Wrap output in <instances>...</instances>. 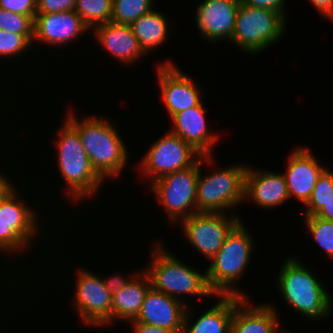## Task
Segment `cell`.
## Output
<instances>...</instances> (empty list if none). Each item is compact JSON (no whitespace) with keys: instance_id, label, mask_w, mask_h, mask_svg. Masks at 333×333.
Segmentation results:
<instances>
[{"instance_id":"1","label":"cell","mask_w":333,"mask_h":333,"mask_svg":"<svg viewBox=\"0 0 333 333\" xmlns=\"http://www.w3.org/2000/svg\"><path fill=\"white\" fill-rule=\"evenodd\" d=\"M22 179H23L22 177H21V179L19 177V180H18L19 182L16 184V181H15L0 197V260L3 263H6L5 265L8 266L10 270L13 269L12 270L13 273H15L18 277L20 276V277H22V279L24 278L22 281L27 284L28 288H31V289L34 288V292L36 291L35 292L36 296L32 293L33 291H31V289H29L28 292L30 291L29 293H31L33 295L32 299H35V298L37 299V297L39 296V292L43 290V287H44V290H46L45 287L50 288V286H49L50 283L45 284L48 286L42 285L41 281H43L44 278H48V276H43V278H42L41 275H43V274H40V275L38 274V273L42 272L38 269L39 266L36 265V263H34V265L36 266V267H34V265L32 263L38 262L37 260H39L41 257H43L42 258L43 260L40 259L39 261L42 263V265L44 264L43 266L45 268H43V269H46L45 271H47L46 266H51V267L55 266V267H53L54 269L55 268L57 269V266H58V270H59L58 274L62 273V272H60V269H59V266L62 264L61 260H59L60 264H58V265H55V264L53 265V263H51V265H48V264L45 265V263H43L46 260V258L49 257L51 259V257H53L54 254H51L52 250L50 251V247L45 248L43 245H41L42 241H46L45 243H48V241L50 240L49 239L50 237L52 238L51 241H53L55 244L56 241L53 240V237H56L54 239H57V236H61V235L55 234V232L57 231L56 227H55L56 230L54 232H53V230H51V232H52L51 234H53L55 236H53V235L51 236V234H48L49 232H47V230L50 231L49 230L50 228L53 229L52 226L50 227L48 223L50 220L49 216L51 217L50 214L54 212V210L50 209V208H52V206H54V205H52V204L50 205V203H48L47 201H44V200H46L45 197L41 198L43 196L39 195V194H41L40 191L38 190L40 188L37 187V192H36L33 190L34 189V186H33V188H30L32 191H30L29 186L31 187V185H33V184H30V185L27 184L26 186L23 187L24 189L21 188L20 186H18L19 184L25 185V182H22L23 181ZM20 180H21V182H20ZM25 188H27L29 191ZM24 190L27 191L28 193L27 192L25 193ZM30 192H32V193L34 192V193L32 194ZM35 192L38 195H36ZM27 194L28 195L32 194L33 196L31 195L30 196L31 198H30ZM36 196L40 197V198H37ZM27 197L30 198L32 201L30 199H28ZM33 197H36V198H33ZM41 199H43L42 203H41V201H42ZM34 200H35V202H34ZM38 201H40L41 204ZM44 202H47V203L45 204ZM40 205H44L45 207L42 206V208H43L42 209ZM49 205H50V207H48ZM45 208H46V211L49 210L47 213L46 212L44 213ZM50 210L53 212H51ZM47 214H49L47 216L48 218L46 217ZM47 224H48L49 228L42 229L45 226L47 227ZM43 230H44V233H46L48 237L46 236V234L44 235ZM42 235H44V237ZM45 237L48 238V240H46ZM39 239H42V240H39ZM39 241H40V243H39ZM42 246L44 249L41 248ZM38 250L40 251L41 254H39ZM42 250H44V251L41 252ZM44 252H45V254H44ZM47 252L49 255L48 257L46 256ZM49 252L51 255L49 254ZM31 254L32 255L34 254L33 258L36 259V261L33 258H31L32 257ZM35 254L37 255V258H35L36 257ZM38 256H40V257H38ZM22 259L26 260V261L28 259L29 260L27 262L20 261ZM30 259H31V262H29ZM32 260H34V261L32 262ZM14 262L17 264H15ZM27 263H29V264H27ZM24 264H27V265H24ZM11 265H12V267H11ZM23 265L25 268H27V270L24 269V267H22ZM31 265L33 266L34 269H32ZM23 269H24V271L22 272ZM29 270H32V271L34 270L35 272L37 271L38 273L31 272V271L29 273L28 272ZM25 272H27V273H25ZM25 274H29L30 276L29 275L26 276ZM36 274H38V278L40 277L41 279H38ZM23 275H24V277H23ZM34 275H36V276H34ZM28 276H29V278H28ZM30 278H33V279L36 278L35 281L37 282V280H38V282H40V283H37L35 285L31 284L33 279L30 280ZM37 285H42V286L37 287ZM36 287H37V289H36ZM41 287H42V290H41ZM37 290H40V291H37ZM37 294H38V296H37Z\"/></svg>"},{"instance_id":"2","label":"cell","mask_w":333,"mask_h":333,"mask_svg":"<svg viewBox=\"0 0 333 333\" xmlns=\"http://www.w3.org/2000/svg\"><path fill=\"white\" fill-rule=\"evenodd\" d=\"M59 123L60 126L58 124V128L54 130L55 135L53 133L49 135L50 137L52 135V138H50L52 140L49 141L52 145L50 147H53L55 153L53 155L54 157L49 158L55 159V162L54 159L51 162L55 163L54 165H56V167L54 166V168H57L58 177L62 179L63 182L61 186L59 183V186H56V188L60 187L62 193L59 192V195L52 196H54L55 199L56 197L64 196L65 199L63 198V200L65 202H62V198L60 201L62 205L60 212L64 213L65 211L63 210H66L63 209L64 203L67 204L64 208L70 206L68 207L69 209H72V207H79L80 209V205L83 206L86 201H88L87 203L91 201V204H93L95 200L101 202L99 200L101 192L102 196L103 193H105L101 190L107 185L91 167L89 157L84 150L78 131L64 117L63 120L61 118ZM96 197L98 199H96ZM66 201L70 204L68 205ZM72 204H76L77 206Z\"/></svg>"},{"instance_id":"3","label":"cell","mask_w":333,"mask_h":333,"mask_svg":"<svg viewBox=\"0 0 333 333\" xmlns=\"http://www.w3.org/2000/svg\"><path fill=\"white\" fill-rule=\"evenodd\" d=\"M74 106L72 101L70 106L66 104L63 117L78 131L91 167L106 184L118 182L122 174H127L124 173L126 167L131 168V149L126 138L123 139L116 120L95 112L94 115L81 114Z\"/></svg>"},{"instance_id":"4","label":"cell","mask_w":333,"mask_h":333,"mask_svg":"<svg viewBox=\"0 0 333 333\" xmlns=\"http://www.w3.org/2000/svg\"><path fill=\"white\" fill-rule=\"evenodd\" d=\"M161 239L156 237L149 243L147 262L141 266L149 277L151 288L181 301L187 307L196 303L194 298L202 299V302L208 298L207 301L213 300L216 294L208 285L206 268L202 271L200 267L197 269L189 265L184 258L173 254Z\"/></svg>"},{"instance_id":"5","label":"cell","mask_w":333,"mask_h":333,"mask_svg":"<svg viewBox=\"0 0 333 333\" xmlns=\"http://www.w3.org/2000/svg\"><path fill=\"white\" fill-rule=\"evenodd\" d=\"M282 261L274 283L283 306L301 315L307 324L329 320L333 313V295L321 276L308 268L301 257L290 255Z\"/></svg>"},{"instance_id":"6","label":"cell","mask_w":333,"mask_h":333,"mask_svg":"<svg viewBox=\"0 0 333 333\" xmlns=\"http://www.w3.org/2000/svg\"><path fill=\"white\" fill-rule=\"evenodd\" d=\"M245 222L242 220L231 231L220 250L205 264L208 285L216 295L253 298L241 284L257 252V237Z\"/></svg>"},{"instance_id":"7","label":"cell","mask_w":333,"mask_h":333,"mask_svg":"<svg viewBox=\"0 0 333 333\" xmlns=\"http://www.w3.org/2000/svg\"><path fill=\"white\" fill-rule=\"evenodd\" d=\"M217 159L216 155L201 156L199 159L196 213L240 215L238 209L244 206L245 173L248 164L238 162L217 167Z\"/></svg>"},{"instance_id":"8","label":"cell","mask_w":333,"mask_h":333,"mask_svg":"<svg viewBox=\"0 0 333 333\" xmlns=\"http://www.w3.org/2000/svg\"><path fill=\"white\" fill-rule=\"evenodd\" d=\"M77 264V265H76ZM71 264L73 269L72 283L74 284L70 289V295L66 296L68 303L71 304V309L76 313L77 325L86 329L91 328L93 331L95 328L98 330H107L109 327L112 329V294L105 287L104 281L100 273L94 272L93 269H89V264H79L78 262ZM79 265V266H78ZM78 266V267H77ZM74 282V283H73ZM71 301V302H70ZM73 307V308H72ZM88 327V328H87ZM107 328V329H106Z\"/></svg>"},{"instance_id":"9","label":"cell","mask_w":333,"mask_h":333,"mask_svg":"<svg viewBox=\"0 0 333 333\" xmlns=\"http://www.w3.org/2000/svg\"><path fill=\"white\" fill-rule=\"evenodd\" d=\"M288 25L278 12L240 2L230 44L245 56H256L279 43Z\"/></svg>"},{"instance_id":"10","label":"cell","mask_w":333,"mask_h":333,"mask_svg":"<svg viewBox=\"0 0 333 333\" xmlns=\"http://www.w3.org/2000/svg\"><path fill=\"white\" fill-rule=\"evenodd\" d=\"M199 160L191 167L164 175L152 182L147 189L162 208L161 225L175 227L185 218L196 213V190ZM172 225V226H170Z\"/></svg>"},{"instance_id":"11","label":"cell","mask_w":333,"mask_h":333,"mask_svg":"<svg viewBox=\"0 0 333 333\" xmlns=\"http://www.w3.org/2000/svg\"><path fill=\"white\" fill-rule=\"evenodd\" d=\"M201 156L190 144L167 129L150 143L138 162L134 161V170L138 169L136 177L140 176L146 181L145 186H149L164 175L193 166Z\"/></svg>"},{"instance_id":"12","label":"cell","mask_w":333,"mask_h":333,"mask_svg":"<svg viewBox=\"0 0 333 333\" xmlns=\"http://www.w3.org/2000/svg\"><path fill=\"white\" fill-rule=\"evenodd\" d=\"M165 57L153 61L155 66L154 80L160 92V100L165 108L164 112L168 120L176 113L198 106L205 97L206 92L200 80L195 79L181 68V65L173 61V58ZM157 61V63H156ZM156 63V64H155ZM155 64V65H154ZM156 74V75H155ZM156 78V79H155ZM204 95V96H203Z\"/></svg>"},{"instance_id":"13","label":"cell","mask_w":333,"mask_h":333,"mask_svg":"<svg viewBox=\"0 0 333 333\" xmlns=\"http://www.w3.org/2000/svg\"><path fill=\"white\" fill-rule=\"evenodd\" d=\"M242 218L238 214L195 213L183 219L176 228L183 241L186 240L208 264Z\"/></svg>"},{"instance_id":"14","label":"cell","mask_w":333,"mask_h":333,"mask_svg":"<svg viewBox=\"0 0 333 333\" xmlns=\"http://www.w3.org/2000/svg\"><path fill=\"white\" fill-rule=\"evenodd\" d=\"M34 24V39L32 45L34 52L36 51L35 54L38 51V56H36L37 60L40 59L38 58L39 56H43V54L40 55V52H44L45 57L46 54H49L47 51L51 53L58 47L60 51L63 50V52H66L67 45L69 46V51L70 46L73 47V44H76L80 37L84 38L86 35H89V33L91 34L90 28L74 10L59 13L36 14ZM37 47L39 49L41 48L40 50L42 51Z\"/></svg>"},{"instance_id":"15","label":"cell","mask_w":333,"mask_h":333,"mask_svg":"<svg viewBox=\"0 0 333 333\" xmlns=\"http://www.w3.org/2000/svg\"><path fill=\"white\" fill-rule=\"evenodd\" d=\"M310 149L311 146L306 144L294 145L285 159L287 161L284 171L281 170L286 180L290 202L298 201L299 204H303L301 206L309 201L319 176L328 167L321 163L320 158Z\"/></svg>"},{"instance_id":"16","label":"cell","mask_w":333,"mask_h":333,"mask_svg":"<svg viewBox=\"0 0 333 333\" xmlns=\"http://www.w3.org/2000/svg\"><path fill=\"white\" fill-rule=\"evenodd\" d=\"M241 0H201L194 7V25L198 36L213 46L228 43L235 27Z\"/></svg>"},{"instance_id":"17","label":"cell","mask_w":333,"mask_h":333,"mask_svg":"<svg viewBox=\"0 0 333 333\" xmlns=\"http://www.w3.org/2000/svg\"><path fill=\"white\" fill-rule=\"evenodd\" d=\"M209 106L204 100L198 105L174 114L170 119L167 129L190 144L202 156L216 155L215 147L222 139V133L210 129L207 112ZM221 133V134H220Z\"/></svg>"},{"instance_id":"18","label":"cell","mask_w":333,"mask_h":333,"mask_svg":"<svg viewBox=\"0 0 333 333\" xmlns=\"http://www.w3.org/2000/svg\"><path fill=\"white\" fill-rule=\"evenodd\" d=\"M250 164L245 173L244 205L253 204L264 211L284 208L290 197L283 173Z\"/></svg>"},{"instance_id":"19","label":"cell","mask_w":333,"mask_h":333,"mask_svg":"<svg viewBox=\"0 0 333 333\" xmlns=\"http://www.w3.org/2000/svg\"><path fill=\"white\" fill-rule=\"evenodd\" d=\"M271 301L270 298V302L256 303L251 298L235 296V309L229 333L292 332L293 330L281 321L283 315H280L278 305Z\"/></svg>"},{"instance_id":"20","label":"cell","mask_w":333,"mask_h":333,"mask_svg":"<svg viewBox=\"0 0 333 333\" xmlns=\"http://www.w3.org/2000/svg\"><path fill=\"white\" fill-rule=\"evenodd\" d=\"M92 42L102 48L104 52L115 60L121 67L137 66L149 58L142 50L137 37L133 34L130 25L106 22L95 26L91 30ZM94 39V40H93ZM140 62V63H138Z\"/></svg>"},{"instance_id":"21","label":"cell","mask_w":333,"mask_h":333,"mask_svg":"<svg viewBox=\"0 0 333 333\" xmlns=\"http://www.w3.org/2000/svg\"><path fill=\"white\" fill-rule=\"evenodd\" d=\"M186 309L181 301L150 288L134 321L183 333Z\"/></svg>"},{"instance_id":"22","label":"cell","mask_w":333,"mask_h":333,"mask_svg":"<svg viewBox=\"0 0 333 333\" xmlns=\"http://www.w3.org/2000/svg\"><path fill=\"white\" fill-rule=\"evenodd\" d=\"M216 300V301H215ZM212 305L202 312L196 305L186 309L183 333H229L235 309V296L216 295ZM194 315V316H193Z\"/></svg>"},{"instance_id":"23","label":"cell","mask_w":333,"mask_h":333,"mask_svg":"<svg viewBox=\"0 0 333 333\" xmlns=\"http://www.w3.org/2000/svg\"><path fill=\"white\" fill-rule=\"evenodd\" d=\"M169 19L171 20V17L157 7L148 14L140 16L130 25L133 34L148 57L169 43L170 33L172 35L173 27H175L174 21Z\"/></svg>"},{"instance_id":"24","label":"cell","mask_w":333,"mask_h":333,"mask_svg":"<svg viewBox=\"0 0 333 333\" xmlns=\"http://www.w3.org/2000/svg\"><path fill=\"white\" fill-rule=\"evenodd\" d=\"M151 288L148 275L141 270L121 290L112 294V328L135 320Z\"/></svg>"},{"instance_id":"25","label":"cell","mask_w":333,"mask_h":333,"mask_svg":"<svg viewBox=\"0 0 333 333\" xmlns=\"http://www.w3.org/2000/svg\"><path fill=\"white\" fill-rule=\"evenodd\" d=\"M33 50L34 49H33L32 43L23 34H18V33H15V32H11L10 33V32H7V31L0 30V63H1L0 67H2L5 71L7 70L6 68L9 65H10L9 68H12V69L14 68L15 69V71L12 70L13 74L9 78L8 77L4 78V80H3L4 82H5L6 79H7L6 81H8V79H9L10 80L9 83H13L11 81V78H15L13 80H16V79L18 80V77L16 78V76L15 77H12V76L16 75L17 73H19L16 70L18 68L14 66V64L17 66V64L19 63V61L20 62H21V60L23 61V62L20 63L22 65V67H23L26 64L25 59L28 60L27 62L29 64L27 63L26 66L27 67L29 66L30 68H32L30 66V64H31L30 63L31 62L30 59H32V58L35 59L36 58V57H34V55L36 56V54H34L35 52ZM27 53H29V54H27ZM30 54H31V57H30ZM6 62H7L8 65L6 64ZM12 63H13V65H12ZM4 64L6 66H4ZM3 69L0 68V71L1 70L3 71ZM14 72H15V74H14ZM1 78L3 79L2 75L0 76V81H2ZM3 81L1 82L2 84L0 85L1 89L2 88L5 89L4 88L5 85H4ZM2 85H3V87H2ZM3 93H4V91L0 94L1 95L0 96L1 97L0 100L1 101L3 100V102H4L6 99L8 100V98H5L6 96L3 95Z\"/></svg>"},{"instance_id":"26","label":"cell","mask_w":333,"mask_h":333,"mask_svg":"<svg viewBox=\"0 0 333 333\" xmlns=\"http://www.w3.org/2000/svg\"><path fill=\"white\" fill-rule=\"evenodd\" d=\"M1 264H3V265H1ZM2 266V267H1ZM2 268V269H1ZM0 303H1V305H0V320L1 319H5L4 317H5V314L7 313V314H9L8 312L10 311L11 313V316L10 315H8L6 318H8V319H11L10 317H12V321L14 320L15 322H14V324L16 323V321L18 320L17 318H18V316H19V314H21V315H23V314H28V313H23V307H24V305H23V302L25 303V298L27 297L28 299L27 300H29V299H31V296H30V294L29 293H25L24 295H22V293H21V289L23 288V290L25 289V292H27L26 291V289H29L28 287H27V285H25V283H23V281H21L20 279L21 278H18V279H16L18 276H15L16 274L15 273H12L13 271L12 270H10L9 269V267L8 266H6V265H4V263L0 260ZM8 273V274H7ZM4 274V275H3ZM6 274V275H5ZM10 275V276H9ZM8 276V277H7ZM13 277H15V278H13ZM13 281H12V280ZM16 279V280H15ZM4 280V281H3ZM15 280V281H14ZM12 281V282H11ZM17 281L19 282V283H17ZM16 282V283H15ZM4 283V284H3ZM3 284V285H2ZM22 284V285H21ZM24 284V285H23ZM6 285H8V287H6ZM18 285V286H17ZM25 286H26V288H25ZM6 287V288H5ZM19 287H21V288H19ZM3 288V289H2ZM20 289V290H18V289ZM7 289V290H6ZM13 289V290H12ZM6 290V291H5ZM14 290H16V291H14ZM8 291V292H7ZM12 293H11V292ZM14 291V292H13ZM19 291V292H18ZM3 292V293H2ZM6 292V294H4ZM16 292V293H15ZM20 293V294H19ZM14 295V297H13V295ZM4 295V296H3ZM21 295V299H20V296ZM16 296H17V298H16ZM3 299H2V298ZM8 297V298H7ZM8 300H7V299ZM15 299V301H14V299ZM21 300H19V299ZM6 299V300H5ZM11 299V300H10ZM13 299V300H12ZM22 300H23V302H22ZM9 301H12V302H9ZM18 302V304H17V302ZM22 303H20V302ZM8 302H9V306L7 305L8 304ZM14 302V304H15V302H16V306L13 304L12 305V303ZM21 305V306H20ZM4 306V307H3ZM6 306H7V308H6ZM10 306H11V308H17V309H19V306L21 307L19 310H21V313L19 312V311H17L16 312V310L17 309H14L13 310V312L11 311V308H10ZM13 306V307H12ZM18 306V307H17ZM3 308V309H2ZM4 308H6V309H10L9 311L8 310H5ZM14 311L16 312V317L14 318L13 316L15 315V313H14ZM3 312H5V314L3 313ZM18 313V314H17ZM2 314H4V315H2ZM14 314V315H13ZM2 316H3V318H2ZM14 318V319H13Z\"/></svg>"},{"instance_id":"27","label":"cell","mask_w":333,"mask_h":333,"mask_svg":"<svg viewBox=\"0 0 333 333\" xmlns=\"http://www.w3.org/2000/svg\"><path fill=\"white\" fill-rule=\"evenodd\" d=\"M156 0H113L111 22L131 25L156 8Z\"/></svg>"},{"instance_id":"28","label":"cell","mask_w":333,"mask_h":333,"mask_svg":"<svg viewBox=\"0 0 333 333\" xmlns=\"http://www.w3.org/2000/svg\"><path fill=\"white\" fill-rule=\"evenodd\" d=\"M113 0H76L74 11L92 30L111 21Z\"/></svg>"},{"instance_id":"29","label":"cell","mask_w":333,"mask_h":333,"mask_svg":"<svg viewBox=\"0 0 333 333\" xmlns=\"http://www.w3.org/2000/svg\"><path fill=\"white\" fill-rule=\"evenodd\" d=\"M307 234L313 239L324 257L333 262V221H327L319 217H301Z\"/></svg>"},{"instance_id":"30","label":"cell","mask_w":333,"mask_h":333,"mask_svg":"<svg viewBox=\"0 0 333 333\" xmlns=\"http://www.w3.org/2000/svg\"><path fill=\"white\" fill-rule=\"evenodd\" d=\"M333 196V170L328 166L319 176L309 201L302 207V217L316 215L325 205V202Z\"/></svg>"},{"instance_id":"31","label":"cell","mask_w":333,"mask_h":333,"mask_svg":"<svg viewBox=\"0 0 333 333\" xmlns=\"http://www.w3.org/2000/svg\"><path fill=\"white\" fill-rule=\"evenodd\" d=\"M35 16H27L0 8V30L23 34L31 43L34 39Z\"/></svg>"},{"instance_id":"32","label":"cell","mask_w":333,"mask_h":333,"mask_svg":"<svg viewBox=\"0 0 333 333\" xmlns=\"http://www.w3.org/2000/svg\"><path fill=\"white\" fill-rule=\"evenodd\" d=\"M5 136H7V137H5ZM3 138H7V139H3ZM3 138H2V136H1V140H0V146L2 145L1 143L3 142V144H5V145H3L5 148H3V146H1L0 147V152L1 153H3V156H1V154H0V197H1V195L15 182V181H17L18 182V180H16V179H19V177H21V175L19 176V174H22V176L24 175L23 174V172L21 173L20 172V170L18 171V169H17V171H15V169L16 168H14L12 171H14L15 172V175H14V173L10 170L11 169V167H12V165H14V164H11L12 163V157H10V155H11V153L10 152H13V150H15L14 152H16L17 153V151H16V149H13V142H12V140H14L15 138H14V136H12V138L10 139V138H8V135H6V134H4V136H3ZM9 139V140H8ZM6 140H8V141H10L9 142V145H8V141L6 142ZM6 142V143H5ZM6 145H8V146H6ZM11 145V146H10ZM12 148V151L9 149L10 147ZM8 147V148H7ZM2 148V149H1ZM5 149V150H4ZM2 150V151H1ZM8 150V151H7ZM5 151H7L6 153H4ZM10 151V152H9ZM4 154H6L7 155V158H6V155H5V157H4ZM8 155H9V157L11 158H8ZM5 159V160H7V161H9L10 162V165L8 164L9 162H7L6 164L3 162V161H1L3 158ZM9 159V160H8ZM2 163H4V166H3V164ZM6 166H8L9 168V170L7 169V167ZM2 167V168H1ZM5 171V172H4ZM10 171V172H9ZM9 172V173H8ZM17 172L19 173V174H17ZM11 173V174H10ZM12 175V176H11ZM16 177V178H14V176ZM16 175H18V177L16 176ZM14 179V180H13Z\"/></svg>"},{"instance_id":"33","label":"cell","mask_w":333,"mask_h":333,"mask_svg":"<svg viewBox=\"0 0 333 333\" xmlns=\"http://www.w3.org/2000/svg\"><path fill=\"white\" fill-rule=\"evenodd\" d=\"M137 270H132V272H127L126 271L122 272L121 271H117V272H113V274H107L105 276H103V272L100 273L102 275V279L104 281L105 287L107 288V290L113 294L119 290H121L124 286H126L128 284V282L141 270L140 268L138 269V267H136ZM108 276V277H107Z\"/></svg>"},{"instance_id":"34","label":"cell","mask_w":333,"mask_h":333,"mask_svg":"<svg viewBox=\"0 0 333 333\" xmlns=\"http://www.w3.org/2000/svg\"><path fill=\"white\" fill-rule=\"evenodd\" d=\"M0 8L17 14L36 16L37 0H0Z\"/></svg>"},{"instance_id":"35","label":"cell","mask_w":333,"mask_h":333,"mask_svg":"<svg viewBox=\"0 0 333 333\" xmlns=\"http://www.w3.org/2000/svg\"><path fill=\"white\" fill-rule=\"evenodd\" d=\"M76 0H37V13H59L74 10Z\"/></svg>"},{"instance_id":"36","label":"cell","mask_w":333,"mask_h":333,"mask_svg":"<svg viewBox=\"0 0 333 333\" xmlns=\"http://www.w3.org/2000/svg\"><path fill=\"white\" fill-rule=\"evenodd\" d=\"M287 0H241L242 3L257 8H265L280 13L288 22Z\"/></svg>"},{"instance_id":"37","label":"cell","mask_w":333,"mask_h":333,"mask_svg":"<svg viewBox=\"0 0 333 333\" xmlns=\"http://www.w3.org/2000/svg\"><path fill=\"white\" fill-rule=\"evenodd\" d=\"M316 12L329 23H333V0H308Z\"/></svg>"},{"instance_id":"38","label":"cell","mask_w":333,"mask_h":333,"mask_svg":"<svg viewBox=\"0 0 333 333\" xmlns=\"http://www.w3.org/2000/svg\"><path fill=\"white\" fill-rule=\"evenodd\" d=\"M131 333H175L165 328L155 327L151 325L144 324L142 322H136L134 320L127 323Z\"/></svg>"},{"instance_id":"39","label":"cell","mask_w":333,"mask_h":333,"mask_svg":"<svg viewBox=\"0 0 333 333\" xmlns=\"http://www.w3.org/2000/svg\"><path fill=\"white\" fill-rule=\"evenodd\" d=\"M315 216L327 221H333V196L325 202L323 208Z\"/></svg>"},{"instance_id":"40","label":"cell","mask_w":333,"mask_h":333,"mask_svg":"<svg viewBox=\"0 0 333 333\" xmlns=\"http://www.w3.org/2000/svg\"><path fill=\"white\" fill-rule=\"evenodd\" d=\"M12 102H14V101H11L10 103H7V100H6V101H5L6 104H5V103H3V102L0 101V107L2 106V107H1L2 109L0 108V110H1V112H0L1 114H0V115L3 116V117L0 116V126H1V127L3 126L2 123H4V121H3L2 118L5 117V115H3V111H2V110L5 109V110H6L5 113H6L8 110L10 111V109H12V112H8L7 115H8V116H10V115L13 116V115H14V114H13V113H14V112H13V108H9L8 106H6L7 104H8L9 106H10V104H11L10 107H12V106H13ZM3 104H5V106H4ZM5 107H6V108H5ZM7 107H8V108H7ZM7 109H8V110H7ZM11 113H12V114H11ZM1 120H2V121H1ZM1 122H2V123H1ZM2 131H5V132H6L5 129H3V130L1 129V130H0V133H1L0 136H4L3 134H6L5 132H2ZM0 138H1V137H0Z\"/></svg>"},{"instance_id":"41","label":"cell","mask_w":333,"mask_h":333,"mask_svg":"<svg viewBox=\"0 0 333 333\" xmlns=\"http://www.w3.org/2000/svg\"><path fill=\"white\" fill-rule=\"evenodd\" d=\"M0 321L2 322L3 320H0ZM1 322H0V323H1ZM3 323H4V322H2V324H1V325H2V326H4V327H1V325H0V330H2L3 332H2V331H0V333H1V332H2V333H4V332H5V331H4V330H5V326H7V327H8V326H10V325H3ZM1 328H4V329H1Z\"/></svg>"},{"instance_id":"42","label":"cell","mask_w":333,"mask_h":333,"mask_svg":"<svg viewBox=\"0 0 333 333\" xmlns=\"http://www.w3.org/2000/svg\"><path fill=\"white\" fill-rule=\"evenodd\" d=\"M289 333H299V332H296V330H295V331H292V332H289ZM301 333H303V332H301Z\"/></svg>"}]
</instances>
